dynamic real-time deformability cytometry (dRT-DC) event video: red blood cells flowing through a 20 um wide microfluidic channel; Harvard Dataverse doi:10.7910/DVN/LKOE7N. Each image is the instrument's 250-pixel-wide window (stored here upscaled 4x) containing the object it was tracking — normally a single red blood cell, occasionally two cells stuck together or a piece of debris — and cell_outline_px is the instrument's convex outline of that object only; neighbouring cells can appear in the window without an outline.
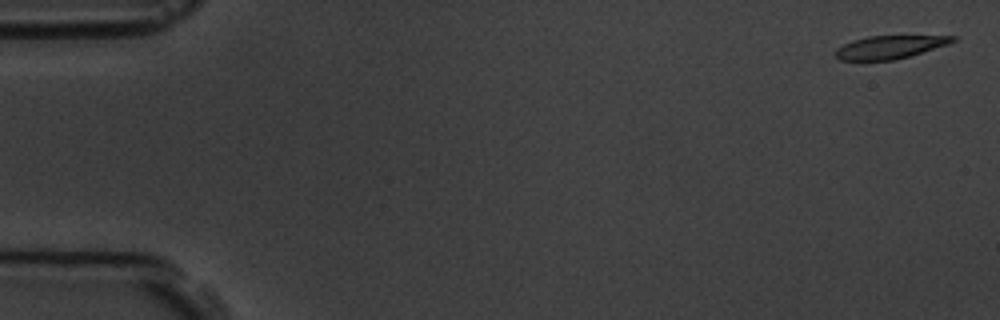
{"species": "common noctule bat (a hibernating species)", "species_latin": "Nyctalus noctula", "temperature_condition": "room temperature", "stored_images_in_passage": 13, "camera_frame_rate_fps": 3000, "um_per_image_px": 0.085, "animal": {"sex": "male", "body_mass_g": 19.5, "forearm_length_mm": 54.6}, "frame": {"image": 1, "passage_image": 1, "time_ms": 0.0, "image_size_px": [1000, 320], "cell_outline_px": [[956, 40], [948, 44], [908, 56], [892, 60], [840, 60], [832, 52], [836, 48], [852, 40], [868, 36], [956, 36]], "centroid_in_image_um": [75.56, 4.0], "position_along_channel_um": 9.4, "area_um2": 15.55}}
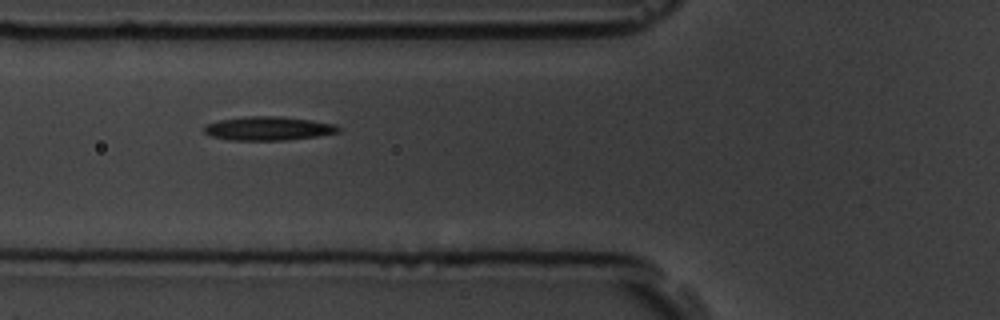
{"frame": {"image": 2, "passage_image": 6, "time_ms": 6.333, "image_size_px": [1000, 320], "cell_outline_px": [[340, 132], [316, 136], [284, 140], [228, 140], [212, 136], [204, 132], [204, 124], [220, 120], [248, 116], [280, 116], [312, 120], [336, 124], [340, 128]], "centroid_in_image_um": [22.81, 10.91], "position_along_channel_um": 103.0, "area_um2": 18.61}}
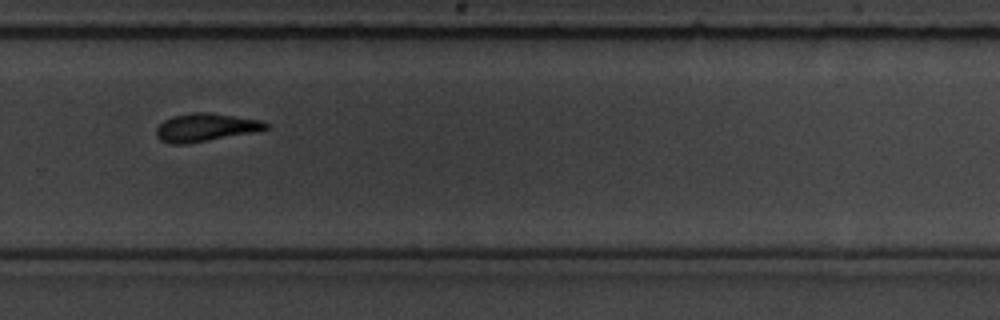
{"frame": {"image": 3, "passage_image": 11, "time_ms": 12.0, "image_size_px": [1000, 320], "cell_outline_px": [[268, 128], [260, 132], [184, 144], [172, 144], [160, 140], [156, 136], [156, 128], [164, 120], [172, 116], [192, 112], [208, 112], [260, 120], [268, 124]], "centroid_in_image_um": [17.48, 10.83], "position_along_channel_um": 312.3, "area_um2": 18.03}}